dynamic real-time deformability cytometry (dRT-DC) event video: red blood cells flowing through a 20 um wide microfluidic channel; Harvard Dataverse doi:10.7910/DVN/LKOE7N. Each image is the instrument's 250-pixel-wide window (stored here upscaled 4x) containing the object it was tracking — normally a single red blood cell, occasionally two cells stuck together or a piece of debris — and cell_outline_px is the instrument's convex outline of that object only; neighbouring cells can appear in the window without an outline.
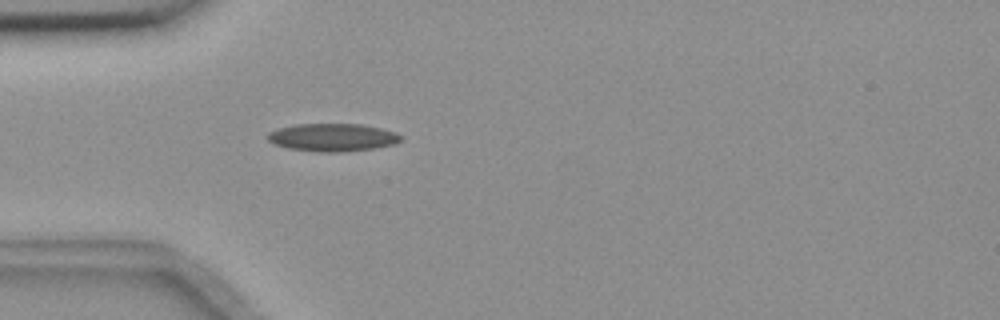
{"species": "common noctule bat (a hibernating species)", "species_latin": "Nyctalus noctula", "temperature_condition": "room temperature", "stored_images_in_passage": 4, "camera_frame_rate_fps": 3000, "um_per_image_px": 0.085, "animal": {"sex": "female", "body_mass_g": 18.4}, "frame": {"image": 1, "passage_image": 4, "time_ms": 1.0, "image_size_px": [1000, 320], "cell_outline_px": [[404, 136], [396, 144], [372, 148], [336, 152], [320, 152], [288, 148], [276, 144], [268, 140], [268, 132], [280, 128], [296, 124], [360, 124], [380, 128], [396, 132]], "centroid_in_image_um": [28.3, 11.67], "position_along_channel_um": 56.7, "area_um2": 21.39}}